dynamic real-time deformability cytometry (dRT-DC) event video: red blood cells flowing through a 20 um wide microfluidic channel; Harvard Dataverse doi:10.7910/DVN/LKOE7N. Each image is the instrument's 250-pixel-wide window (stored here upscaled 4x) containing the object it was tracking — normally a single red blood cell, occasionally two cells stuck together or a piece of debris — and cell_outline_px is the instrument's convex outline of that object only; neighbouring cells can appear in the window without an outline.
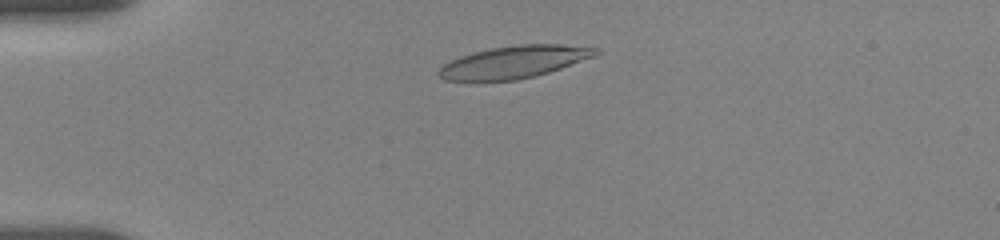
{"species": "human", "species_latin": "Homo sapiens", "temperature_condition": "room temperature", "stored_images_in_passage": 10, "camera_frame_rate_fps": 3000, "um_per_image_px": 0.085, "donor": {"sex": "female"}, "frame": {"image": 1, "passage_image": 4, "time_ms": 2.0, "image_size_px": [1000, 240], "cell_outline_px": [[600, 52], [596, 56], [548, 72], [516, 80], [444, 80], [436, 72], [444, 64], [460, 56], [492, 48], [520, 44], [564, 44], [600, 48]], "centroid_in_image_um": [43.75, 5.25], "position_along_channel_um": 41.3, "area_um2": 29.19}}
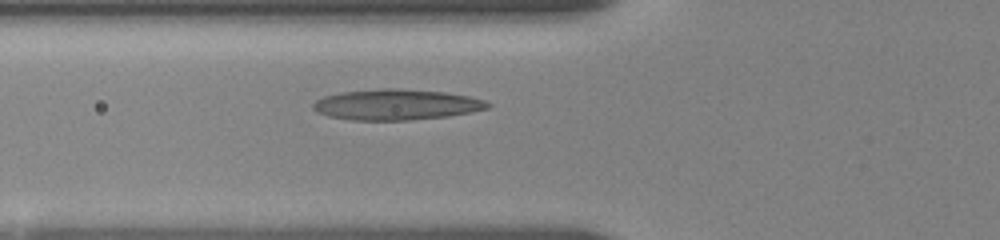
{"frame": {"image": 2, "passage_image": 7, "time_ms": 4.333, "image_size_px": [1000, 240], "cell_outline_px": [[492, 104], [488, 108], [472, 112], [448, 116], [408, 120], [352, 120], [328, 116], [316, 112], [312, 108], [312, 104], [316, 100], [324, 96], [340, 92], [380, 88], [400, 88], [444, 92], [468, 96], [484, 100]], "centroid_in_image_um": [33.66, 8.89], "position_along_channel_um": 92.1, "area_um2": 31.39}}
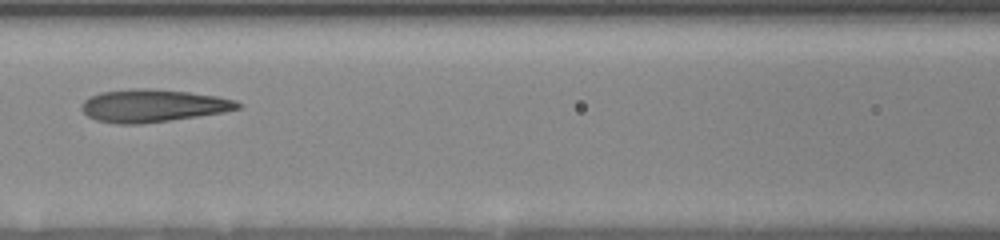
{"frame": {"image": 3, "passage_image": 9, "time_ms": 6.0, "image_size_px": [1000, 240], "cell_outline_px": [[244, 104], [240, 108], [224, 112], [140, 124], [116, 124], [96, 120], [88, 116], [80, 108], [84, 100], [100, 92], [136, 88], [144, 88], [188, 92], [216, 96], [236, 100]], "centroid_in_image_um": [13.0, 8.98], "position_along_channel_um": 153.6, "area_um2": 29.54}}